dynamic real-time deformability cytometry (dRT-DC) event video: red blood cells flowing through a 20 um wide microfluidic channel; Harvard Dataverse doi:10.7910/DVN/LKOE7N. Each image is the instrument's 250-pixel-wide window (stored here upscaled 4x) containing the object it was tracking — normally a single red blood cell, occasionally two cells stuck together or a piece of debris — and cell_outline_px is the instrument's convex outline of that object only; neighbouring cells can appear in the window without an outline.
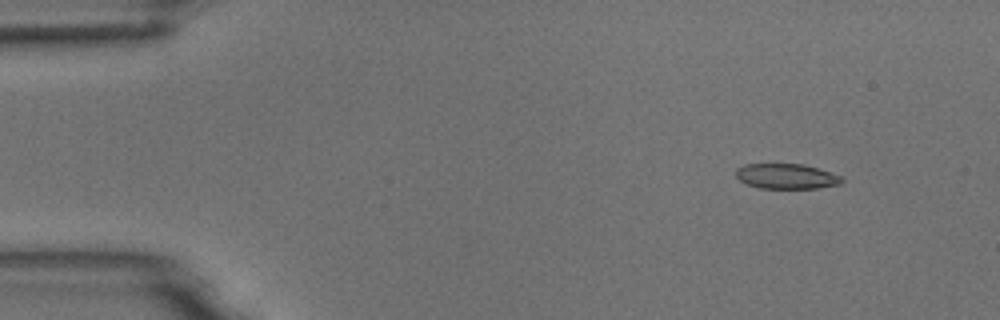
{"species": "common noctule bat (a hibernating species)", "species_latin": "Nyctalus noctula", "temperature_condition": "room temperature", "stored_images_in_passage": 3, "camera_frame_rate_fps": 3000, "um_per_image_px": 0.085, "animal": {"sex": "male", "body_mass_g": 18.8}, "frame": {"image": 1, "passage_image": 1, "time_ms": 0.0, "image_size_px": [1000, 320], "cell_outline_px": [[844, 180], [840, 184], [816, 188], [760, 188], [748, 184], [740, 180], [736, 176], [736, 168], [744, 164], [804, 164], [840, 176]], "centroid_in_image_um": [66.82, 14.98], "position_along_channel_um": 18.2, "area_um2": 15.32}}
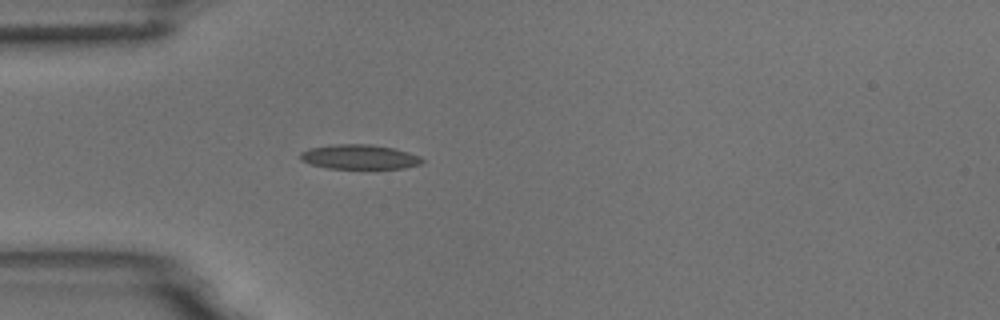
{"frame": {"image": 2, "passage_image": 3, "time_ms": 0.667, "image_size_px": [1000, 320], "cell_outline_px": [[424, 160], [420, 164], [404, 168], [328, 168], [312, 164], [300, 160], [300, 152], [308, 148], [336, 144], [372, 144], [396, 148], [420, 156]], "centroid_in_image_um": [30.55, 13.32], "position_along_channel_um": 54.4, "area_um2": 17.46}}